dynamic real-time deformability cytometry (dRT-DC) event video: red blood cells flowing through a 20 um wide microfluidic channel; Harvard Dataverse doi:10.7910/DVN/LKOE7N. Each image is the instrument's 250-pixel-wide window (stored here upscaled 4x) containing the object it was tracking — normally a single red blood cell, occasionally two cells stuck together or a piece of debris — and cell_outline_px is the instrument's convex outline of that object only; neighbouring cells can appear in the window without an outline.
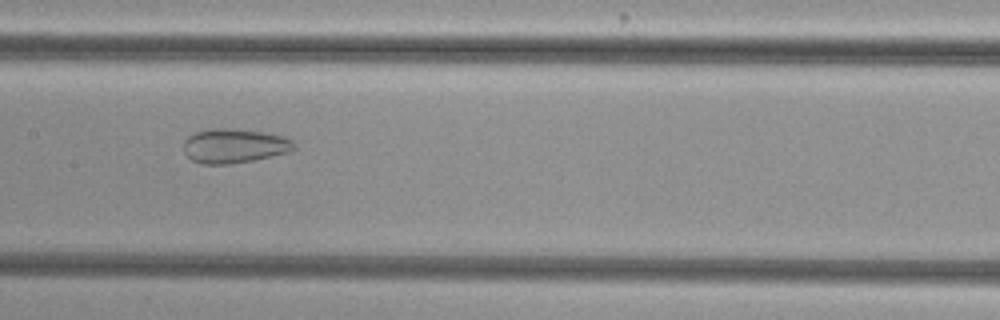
{"species": "common noctule bat (a hibernating species)", "species_latin": "Nyctalus noctula", "temperature_condition": "cold", "stored_images_in_passage": 34, "camera_frame_rate_fps": 3000, "um_per_image_px": 0.085, "animal": {"sex": "female", "body_mass_g": 29.2, "forearm_length_mm": 56.3}, "frame": {"image": 1, "passage_image": 15, "time_ms": 4.667, "image_size_px": [1000, 320], "cell_outline_px": [[296, 148], [292, 152], [252, 160], [228, 164], [204, 164], [192, 160], [184, 152], [184, 140], [188, 136], [196, 132], [208, 128], [228, 128], [264, 132], [284, 136], [292, 140], [296, 144]], "centroid_in_image_um": [19.94, 12.39], "position_along_channel_um": 187.5, "area_um2": 22.25}}
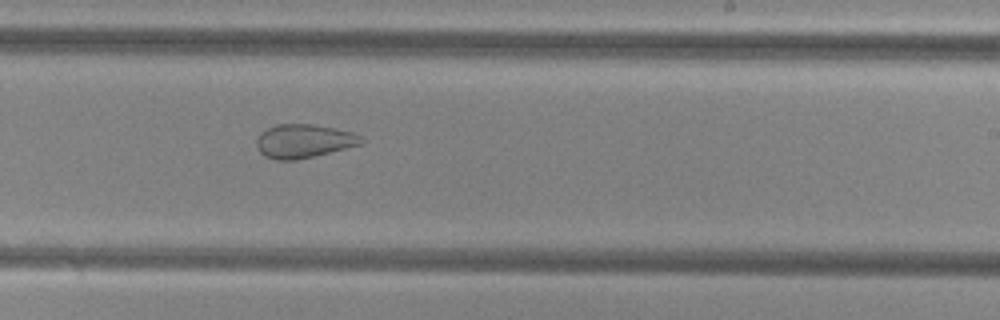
{"frame": {"image": 2, "passage_image": 21, "time_ms": 6.667, "image_size_px": [1000, 320], "cell_outline_px": [[364, 140], [360, 144], [296, 160], [276, 160], [264, 156], [260, 152], [256, 144], [256, 140], [260, 132], [276, 124], [312, 124], [352, 132], [360, 136]], "centroid_in_image_um": [25.76, 11.98], "position_along_channel_um": 263.2, "area_um2": 20.23}}
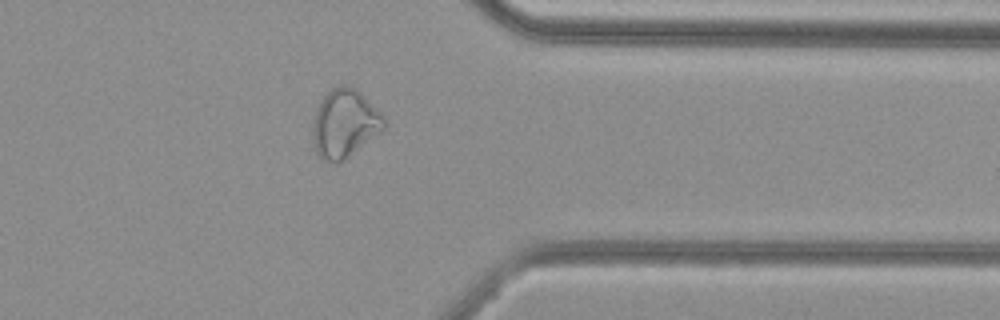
{"frame": {"image": 3, "passage_image": 31, "time_ms": 10.0, "image_size_px": [1000, 320], "cell_outline_px": [[388, 124], [384, 128], [344, 160], [336, 164], [328, 164], [320, 160], [316, 152], [312, 140], [312, 128], [316, 108], [320, 100], [332, 88], [340, 84], [344, 84], [356, 88], [384, 116]], "centroid_in_image_um": [29.25, 10.52], "position_along_channel_um": 382.1, "area_um2": 28.67}, "authors_computed_cell_mechanics": {"area_um2": 24.5072, "velocity_mm_per_s": 3.7936, "shape_relaxation_time_tau1_ms": null, "shape_relaxation_time_tau2_ms": 1.8814, "deformation_change_tau1": null, "deformation_change_tau2": 0.0872}}